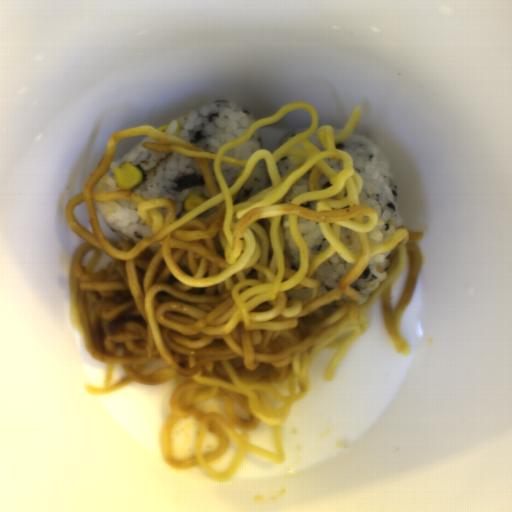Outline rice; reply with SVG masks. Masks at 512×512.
<instances>
[{
  "label": "rice",
  "mask_w": 512,
  "mask_h": 512,
  "mask_svg": "<svg viewBox=\"0 0 512 512\" xmlns=\"http://www.w3.org/2000/svg\"><path fill=\"white\" fill-rule=\"evenodd\" d=\"M144 143L156 144L159 141L145 136L121 158L112 162L98 181L97 192L113 193L123 190L118 186L114 174L123 163H132L141 170L142 180L128 191L138 193L148 200L170 198L177 218L191 212L184 207L189 196H198L205 201L210 198L207 183L195 159L176 152L158 153L146 148Z\"/></svg>",
  "instance_id": "obj_1"
},
{
  "label": "rice",
  "mask_w": 512,
  "mask_h": 512,
  "mask_svg": "<svg viewBox=\"0 0 512 512\" xmlns=\"http://www.w3.org/2000/svg\"><path fill=\"white\" fill-rule=\"evenodd\" d=\"M340 147L351 155L362 180L359 203L377 212L378 222L369 230L368 239L374 246L383 243L403 225L393 167L385 151L359 133H352Z\"/></svg>",
  "instance_id": "obj_2"
},
{
  "label": "rice",
  "mask_w": 512,
  "mask_h": 512,
  "mask_svg": "<svg viewBox=\"0 0 512 512\" xmlns=\"http://www.w3.org/2000/svg\"><path fill=\"white\" fill-rule=\"evenodd\" d=\"M254 122L255 117L251 114L228 100L218 99L171 120L166 133L210 154H217L225 143L238 138Z\"/></svg>",
  "instance_id": "obj_3"
},
{
  "label": "rice",
  "mask_w": 512,
  "mask_h": 512,
  "mask_svg": "<svg viewBox=\"0 0 512 512\" xmlns=\"http://www.w3.org/2000/svg\"><path fill=\"white\" fill-rule=\"evenodd\" d=\"M95 207L110 229L130 244L153 235L151 227L138 215L137 202L127 199L99 201Z\"/></svg>",
  "instance_id": "obj_4"
},
{
  "label": "rice",
  "mask_w": 512,
  "mask_h": 512,
  "mask_svg": "<svg viewBox=\"0 0 512 512\" xmlns=\"http://www.w3.org/2000/svg\"><path fill=\"white\" fill-rule=\"evenodd\" d=\"M390 252L380 253L370 259L368 265L353 282V288L359 293V305H364L371 293L377 289L388 274Z\"/></svg>",
  "instance_id": "obj_5"
},
{
  "label": "rice",
  "mask_w": 512,
  "mask_h": 512,
  "mask_svg": "<svg viewBox=\"0 0 512 512\" xmlns=\"http://www.w3.org/2000/svg\"><path fill=\"white\" fill-rule=\"evenodd\" d=\"M352 265L339 254H332L315 270L318 280L317 296H323L338 287L339 282L351 271Z\"/></svg>",
  "instance_id": "obj_6"
},
{
  "label": "rice",
  "mask_w": 512,
  "mask_h": 512,
  "mask_svg": "<svg viewBox=\"0 0 512 512\" xmlns=\"http://www.w3.org/2000/svg\"><path fill=\"white\" fill-rule=\"evenodd\" d=\"M297 228L306 245L309 258H314L327 250L329 243L317 221L299 216Z\"/></svg>",
  "instance_id": "obj_7"
},
{
  "label": "rice",
  "mask_w": 512,
  "mask_h": 512,
  "mask_svg": "<svg viewBox=\"0 0 512 512\" xmlns=\"http://www.w3.org/2000/svg\"><path fill=\"white\" fill-rule=\"evenodd\" d=\"M270 184L271 182L268 176L266 162L264 159H261L255 165L249 178L237 192L234 203H241L257 195L269 187Z\"/></svg>",
  "instance_id": "obj_8"
},
{
  "label": "rice",
  "mask_w": 512,
  "mask_h": 512,
  "mask_svg": "<svg viewBox=\"0 0 512 512\" xmlns=\"http://www.w3.org/2000/svg\"><path fill=\"white\" fill-rule=\"evenodd\" d=\"M263 148L262 135L259 130H255L247 141L241 146L230 149L225 152V157L236 159L239 161L249 160L257 151Z\"/></svg>",
  "instance_id": "obj_9"
},
{
  "label": "rice",
  "mask_w": 512,
  "mask_h": 512,
  "mask_svg": "<svg viewBox=\"0 0 512 512\" xmlns=\"http://www.w3.org/2000/svg\"><path fill=\"white\" fill-rule=\"evenodd\" d=\"M280 224H281V228H282V232H283L286 255H287L290 263L293 265V267L295 269L299 268V265H300L299 246L291 232L289 215L285 214V215L281 216Z\"/></svg>",
  "instance_id": "obj_10"
},
{
  "label": "rice",
  "mask_w": 512,
  "mask_h": 512,
  "mask_svg": "<svg viewBox=\"0 0 512 512\" xmlns=\"http://www.w3.org/2000/svg\"><path fill=\"white\" fill-rule=\"evenodd\" d=\"M338 240L350 253L357 254L362 250L359 236L351 229L341 227Z\"/></svg>",
  "instance_id": "obj_11"
},
{
  "label": "rice",
  "mask_w": 512,
  "mask_h": 512,
  "mask_svg": "<svg viewBox=\"0 0 512 512\" xmlns=\"http://www.w3.org/2000/svg\"><path fill=\"white\" fill-rule=\"evenodd\" d=\"M310 175V171L306 172L293 184V186L288 190V192L284 196V203H291L293 199L310 191L308 184Z\"/></svg>",
  "instance_id": "obj_12"
},
{
  "label": "rice",
  "mask_w": 512,
  "mask_h": 512,
  "mask_svg": "<svg viewBox=\"0 0 512 512\" xmlns=\"http://www.w3.org/2000/svg\"><path fill=\"white\" fill-rule=\"evenodd\" d=\"M243 170L244 168L242 166H232L223 163L220 164L221 175L227 187H232L236 183Z\"/></svg>",
  "instance_id": "obj_13"
},
{
  "label": "rice",
  "mask_w": 512,
  "mask_h": 512,
  "mask_svg": "<svg viewBox=\"0 0 512 512\" xmlns=\"http://www.w3.org/2000/svg\"><path fill=\"white\" fill-rule=\"evenodd\" d=\"M308 129L304 128H297L293 130H289L286 132L283 136H281L276 144L275 150L281 146H283L285 143H287L289 140L293 139L294 137L304 133Z\"/></svg>",
  "instance_id": "obj_14"
}]
</instances>
